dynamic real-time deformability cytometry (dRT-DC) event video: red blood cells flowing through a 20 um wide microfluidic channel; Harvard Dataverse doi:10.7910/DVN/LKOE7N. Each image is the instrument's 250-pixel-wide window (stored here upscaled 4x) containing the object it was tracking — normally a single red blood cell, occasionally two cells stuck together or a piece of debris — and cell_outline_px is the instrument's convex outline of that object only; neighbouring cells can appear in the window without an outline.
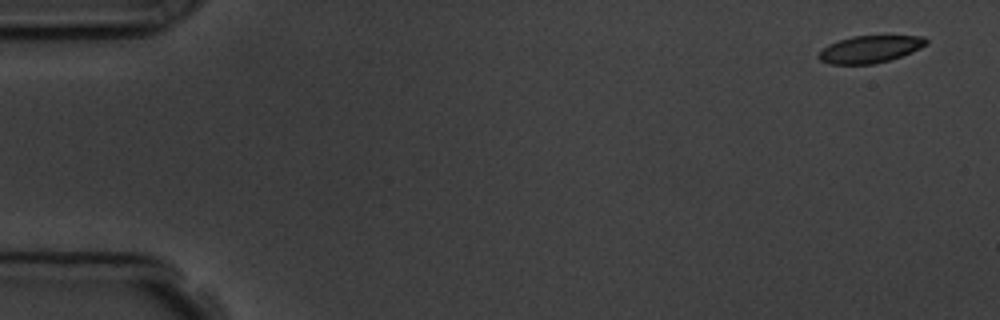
{"species": "common noctule bat (a hibernating species)", "species_latin": "Nyctalus noctula", "temperature_condition": "room temperature", "stored_images_in_passage": 5, "camera_frame_rate_fps": 3000, "um_per_image_px": 0.085, "animal": {"sex": "male", "body_mass_g": 19.5, "forearm_length_mm": 54.6}, "frame": {"image": 1, "passage_image": 1, "time_ms": 0.0, "image_size_px": [1000, 320], "cell_outline_px": [[928, 44], [912, 52], [888, 60], [872, 64], [828, 64], [820, 60], [816, 56], [828, 44], [852, 36], [924, 36], [928, 40]], "centroid_in_image_um": [73.94, 4.18], "position_along_channel_um": 11.1, "area_um2": 16.94}}
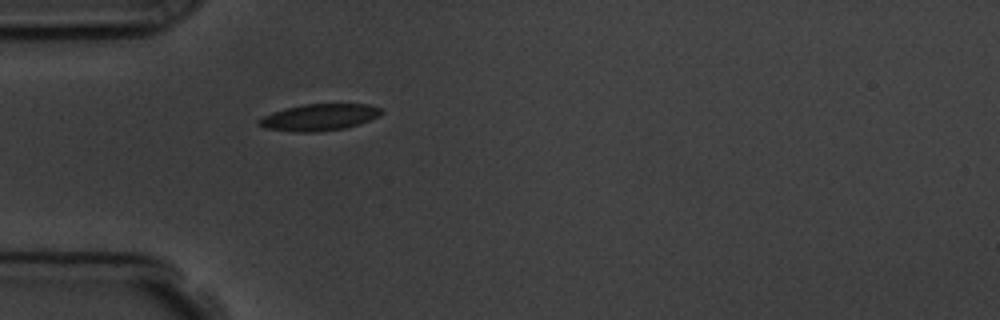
{"frame": {"image": 2, "passage_image": 5, "time_ms": 4.667, "image_size_px": [1000, 320], "cell_outline_px": [[384, 112], [380, 116], [360, 124], [344, 128], [316, 132], [296, 132], [264, 128], [256, 124], [256, 120], [272, 112], [284, 108], [304, 104], [368, 104], [380, 108]], "centroid_in_image_um": [27.12, 9.97], "position_along_channel_um": 57.9, "area_um2": 19.19}}